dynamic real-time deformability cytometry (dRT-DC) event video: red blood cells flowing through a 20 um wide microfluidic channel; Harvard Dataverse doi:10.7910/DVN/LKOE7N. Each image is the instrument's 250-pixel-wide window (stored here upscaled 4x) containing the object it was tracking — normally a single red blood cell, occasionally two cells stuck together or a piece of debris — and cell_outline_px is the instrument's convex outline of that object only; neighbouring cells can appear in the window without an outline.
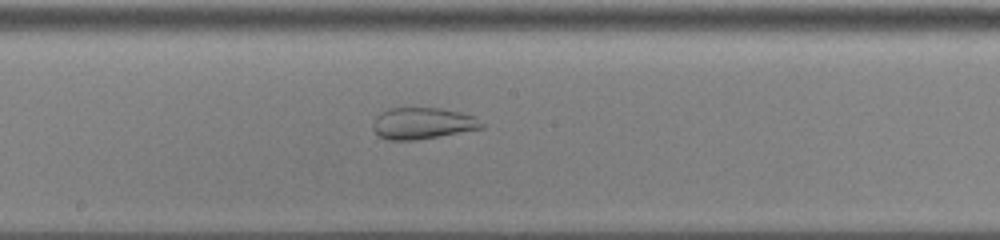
{"species": "common noctule bat (a hibernating species)", "species_latin": "Nyctalus noctula", "temperature_condition": "cold", "stored_images_in_passage": 54, "camera_frame_rate_fps": 3000, "um_per_image_px": 0.085, "animal": {"sex": "male", "body_mass_g": 13.0, "forearm_length_mm": 53.1}, "frame": {"image": 1, "passage_image": 31, "time_ms": 10.0, "image_size_px": [1000, 240], "cell_outline_px": [[484, 128], [416, 140], [388, 140], [380, 136], [372, 128], [372, 124], [376, 116], [380, 112], [388, 108], [440, 108], [460, 112], [476, 116], [484, 124]], "centroid_in_image_um": [35.92, 10.48], "position_along_channel_um": 212.3, "area_um2": 20.06}}